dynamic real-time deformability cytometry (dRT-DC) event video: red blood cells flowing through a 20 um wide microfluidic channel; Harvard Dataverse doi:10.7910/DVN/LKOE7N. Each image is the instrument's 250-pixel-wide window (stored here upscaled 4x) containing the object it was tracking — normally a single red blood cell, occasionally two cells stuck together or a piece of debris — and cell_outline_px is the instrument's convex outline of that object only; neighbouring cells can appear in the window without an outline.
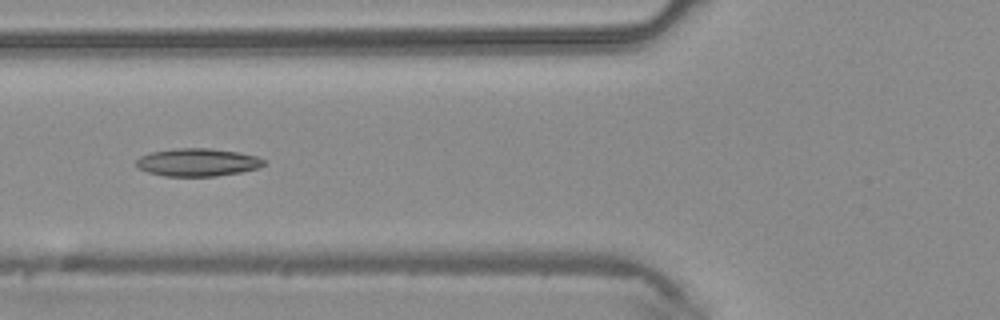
{"species": "common noctule bat (a hibernating species)", "species_latin": "Nyctalus noctula", "temperature_condition": "warm", "stored_images_in_passage": 20, "camera_frame_rate_fps": 3000, "um_per_image_px": 0.085, "animal": {"sex": "male", "body_mass_g": 20.4}, "frame": {"image": 1, "passage_image": 6, "time_ms": 1.667, "image_size_px": [1000, 320], "cell_outline_px": [[264, 164], [260, 168], [240, 172], [216, 176], [164, 176], [148, 172], [140, 168], [136, 164], [136, 160], [140, 156], [152, 152], [172, 148], [212, 148], [240, 152], [256, 156], [264, 160]], "centroid_in_image_um": [16.8, 13.79], "position_along_channel_um": 109.0, "area_um2": 20.75}}
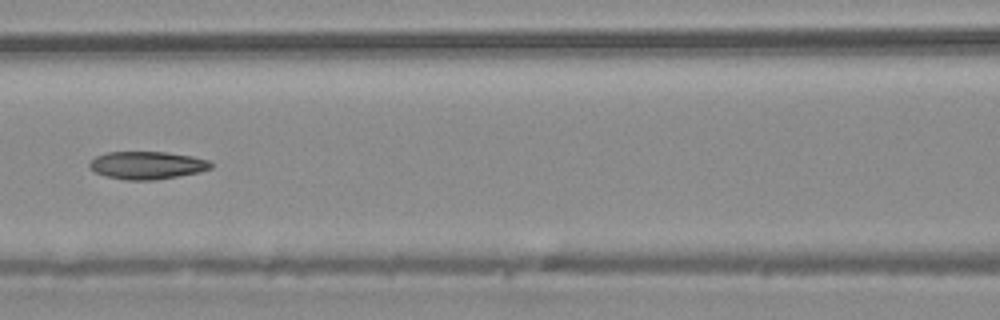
{"frame": {"image": 2, "passage_image": 9, "time_ms": 2.667, "image_size_px": [1000, 320], "cell_outline_px": [[212, 168], [200, 172], [156, 180], [124, 180], [108, 176], [96, 172], [88, 168], [88, 164], [96, 156], [108, 152], [164, 152], [192, 156], [208, 160], [212, 164]], "centroid_in_image_um": [12.51, 14.05], "position_along_channel_um": 154.1, "area_um2": 19.59}}